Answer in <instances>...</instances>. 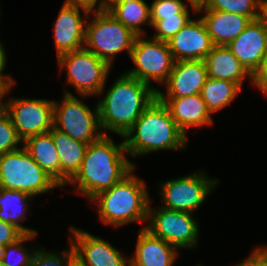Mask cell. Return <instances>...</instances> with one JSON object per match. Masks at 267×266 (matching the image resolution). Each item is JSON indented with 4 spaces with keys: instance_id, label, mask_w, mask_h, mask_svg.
I'll return each mask as SVG.
<instances>
[{
    "instance_id": "obj_1",
    "label": "cell",
    "mask_w": 267,
    "mask_h": 266,
    "mask_svg": "<svg viewBox=\"0 0 267 266\" xmlns=\"http://www.w3.org/2000/svg\"><path fill=\"white\" fill-rule=\"evenodd\" d=\"M124 152V142L115 145L104 134L97 141L88 144L79 171L68 183L78 184L77 190L92 201L96 195L110 189L134 168L123 155Z\"/></svg>"
},
{
    "instance_id": "obj_2",
    "label": "cell",
    "mask_w": 267,
    "mask_h": 266,
    "mask_svg": "<svg viewBox=\"0 0 267 266\" xmlns=\"http://www.w3.org/2000/svg\"><path fill=\"white\" fill-rule=\"evenodd\" d=\"M157 91L137 78L122 75L97 104L101 129L124 136L157 98Z\"/></svg>"
},
{
    "instance_id": "obj_3",
    "label": "cell",
    "mask_w": 267,
    "mask_h": 266,
    "mask_svg": "<svg viewBox=\"0 0 267 266\" xmlns=\"http://www.w3.org/2000/svg\"><path fill=\"white\" fill-rule=\"evenodd\" d=\"M123 137L126 138V152L133 156L160 149H182L187 142V136L158 98L141 113Z\"/></svg>"
},
{
    "instance_id": "obj_4",
    "label": "cell",
    "mask_w": 267,
    "mask_h": 266,
    "mask_svg": "<svg viewBox=\"0 0 267 266\" xmlns=\"http://www.w3.org/2000/svg\"><path fill=\"white\" fill-rule=\"evenodd\" d=\"M131 172L92 199V202H99L98 209L103 222L120 226L148 219L149 198L145 184Z\"/></svg>"
},
{
    "instance_id": "obj_5",
    "label": "cell",
    "mask_w": 267,
    "mask_h": 266,
    "mask_svg": "<svg viewBox=\"0 0 267 266\" xmlns=\"http://www.w3.org/2000/svg\"><path fill=\"white\" fill-rule=\"evenodd\" d=\"M58 186L24 147L0 155V188L19 190L33 197Z\"/></svg>"
},
{
    "instance_id": "obj_6",
    "label": "cell",
    "mask_w": 267,
    "mask_h": 266,
    "mask_svg": "<svg viewBox=\"0 0 267 266\" xmlns=\"http://www.w3.org/2000/svg\"><path fill=\"white\" fill-rule=\"evenodd\" d=\"M94 13L95 19L85 27L84 48L111 66L113 54L116 55L123 50L131 54L137 35L108 11Z\"/></svg>"
},
{
    "instance_id": "obj_7",
    "label": "cell",
    "mask_w": 267,
    "mask_h": 266,
    "mask_svg": "<svg viewBox=\"0 0 267 266\" xmlns=\"http://www.w3.org/2000/svg\"><path fill=\"white\" fill-rule=\"evenodd\" d=\"M53 124L56 129L68 134L71 138L87 144L97 141L106 134L96 133L97 129L101 128L98 106L92 113L70 92H65L61 105L54 101Z\"/></svg>"
},
{
    "instance_id": "obj_8",
    "label": "cell",
    "mask_w": 267,
    "mask_h": 266,
    "mask_svg": "<svg viewBox=\"0 0 267 266\" xmlns=\"http://www.w3.org/2000/svg\"><path fill=\"white\" fill-rule=\"evenodd\" d=\"M60 68L67 67L68 83L82 96L99 94L104 89L110 65L85 48L58 56Z\"/></svg>"
},
{
    "instance_id": "obj_9",
    "label": "cell",
    "mask_w": 267,
    "mask_h": 266,
    "mask_svg": "<svg viewBox=\"0 0 267 266\" xmlns=\"http://www.w3.org/2000/svg\"><path fill=\"white\" fill-rule=\"evenodd\" d=\"M137 35L130 57L136 68L126 74L148 84L153 79L167 82L175 60L167 42L152 38L151 41Z\"/></svg>"
},
{
    "instance_id": "obj_10",
    "label": "cell",
    "mask_w": 267,
    "mask_h": 266,
    "mask_svg": "<svg viewBox=\"0 0 267 266\" xmlns=\"http://www.w3.org/2000/svg\"><path fill=\"white\" fill-rule=\"evenodd\" d=\"M148 219L151 223L144 227L153 236L158 237L179 248L196 247L198 223L191 213L162 207L152 212L148 207Z\"/></svg>"
},
{
    "instance_id": "obj_11",
    "label": "cell",
    "mask_w": 267,
    "mask_h": 266,
    "mask_svg": "<svg viewBox=\"0 0 267 266\" xmlns=\"http://www.w3.org/2000/svg\"><path fill=\"white\" fill-rule=\"evenodd\" d=\"M5 112L11 117L18 137L27 138L47 133L53 127L54 101L43 99H10Z\"/></svg>"
},
{
    "instance_id": "obj_12",
    "label": "cell",
    "mask_w": 267,
    "mask_h": 266,
    "mask_svg": "<svg viewBox=\"0 0 267 266\" xmlns=\"http://www.w3.org/2000/svg\"><path fill=\"white\" fill-rule=\"evenodd\" d=\"M218 181L210 180L203 173L184 176L165 182L160 192L164 199V208L189 212L197 209Z\"/></svg>"
},
{
    "instance_id": "obj_13",
    "label": "cell",
    "mask_w": 267,
    "mask_h": 266,
    "mask_svg": "<svg viewBox=\"0 0 267 266\" xmlns=\"http://www.w3.org/2000/svg\"><path fill=\"white\" fill-rule=\"evenodd\" d=\"M167 43L175 62L204 60L214 47L205 23L201 18L196 21L191 20Z\"/></svg>"
},
{
    "instance_id": "obj_14",
    "label": "cell",
    "mask_w": 267,
    "mask_h": 266,
    "mask_svg": "<svg viewBox=\"0 0 267 266\" xmlns=\"http://www.w3.org/2000/svg\"><path fill=\"white\" fill-rule=\"evenodd\" d=\"M227 47L251 73L259 67L267 50V26L262 17L251 20L244 31Z\"/></svg>"
},
{
    "instance_id": "obj_15",
    "label": "cell",
    "mask_w": 267,
    "mask_h": 266,
    "mask_svg": "<svg viewBox=\"0 0 267 266\" xmlns=\"http://www.w3.org/2000/svg\"><path fill=\"white\" fill-rule=\"evenodd\" d=\"M75 240H72L76 260L83 266H130L120 254L108 242L92 234L70 228Z\"/></svg>"
},
{
    "instance_id": "obj_16",
    "label": "cell",
    "mask_w": 267,
    "mask_h": 266,
    "mask_svg": "<svg viewBox=\"0 0 267 266\" xmlns=\"http://www.w3.org/2000/svg\"><path fill=\"white\" fill-rule=\"evenodd\" d=\"M207 78L204 60L176 61L166 82L167 97L180 98L201 94Z\"/></svg>"
},
{
    "instance_id": "obj_17",
    "label": "cell",
    "mask_w": 267,
    "mask_h": 266,
    "mask_svg": "<svg viewBox=\"0 0 267 266\" xmlns=\"http://www.w3.org/2000/svg\"><path fill=\"white\" fill-rule=\"evenodd\" d=\"M157 98L168 108L171 117L185 135L188 127H198L212 123L211 113L208 111L201 94L167 98L158 90Z\"/></svg>"
},
{
    "instance_id": "obj_18",
    "label": "cell",
    "mask_w": 267,
    "mask_h": 266,
    "mask_svg": "<svg viewBox=\"0 0 267 266\" xmlns=\"http://www.w3.org/2000/svg\"><path fill=\"white\" fill-rule=\"evenodd\" d=\"M84 20L79 13V7L63 4L56 23L54 36L57 56L83 49L85 43Z\"/></svg>"
},
{
    "instance_id": "obj_19",
    "label": "cell",
    "mask_w": 267,
    "mask_h": 266,
    "mask_svg": "<svg viewBox=\"0 0 267 266\" xmlns=\"http://www.w3.org/2000/svg\"><path fill=\"white\" fill-rule=\"evenodd\" d=\"M206 15L201 17L214 46H227L236 39L253 20L238 13H229L213 9H205Z\"/></svg>"
},
{
    "instance_id": "obj_20",
    "label": "cell",
    "mask_w": 267,
    "mask_h": 266,
    "mask_svg": "<svg viewBox=\"0 0 267 266\" xmlns=\"http://www.w3.org/2000/svg\"><path fill=\"white\" fill-rule=\"evenodd\" d=\"M175 248L142 228L138 235L134 258L129 260V265L172 266L177 256Z\"/></svg>"
},
{
    "instance_id": "obj_21",
    "label": "cell",
    "mask_w": 267,
    "mask_h": 266,
    "mask_svg": "<svg viewBox=\"0 0 267 266\" xmlns=\"http://www.w3.org/2000/svg\"><path fill=\"white\" fill-rule=\"evenodd\" d=\"M49 133L52 135L59 154L60 186H64L79 171L88 144L71 138L54 126Z\"/></svg>"
},
{
    "instance_id": "obj_22",
    "label": "cell",
    "mask_w": 267,
    "mask_h": 266,
    "mask_svg": "<svg viewBox=\"0 0 267 266\" xmlns=\"http://www.w3.org/2000/svg\"><path fill=\"white\" fill-rule=\"evenodd\" d=\"M204 62L209 78L232 81L240 88L246 75L252 78V74L227 46H214L206 55Z\"/></svg>"
},
{
    "instance_id": "obj_23",
    "label": "cell",
    "mask_w": 267,
    "mask_h": 266,
    "mask_svg": "<svg viewBox=\"0 0 267 266\" xmlns=\"http://www.w3.org/2000/svg\"><path fill=\"white\" fill-rule=\"evenodd\" d=\"M24 143L33 160L60 186V160L52 135L49 132L34 135Z\"/></svg>"
},
{
    "instance_id": "obj_24",
    "label": "cell",
    "mask_w": 267,
    "mask_h": 266,
    "mask_svg": "<svg viewBox=\"0 0 267 266\" xmlns=\"http://www.w3.org/2000/svg\"><path fill=\"white\" fill-rule=\"evenodd\" d=\"M31 197L19 190L0 188V220L13 224L23 234L37 235L35 230L26 228L18 223L25 217V206H27L25 200Z\"/></svg>"
},
{
    "instance_id": "obj_25",
    "label": "cell",
    "mask_w": 267,
    "mask_h": 266,
    "mask_svg": "<svg viewBox=\"0 0 267 266\" xmlns=\"http://www.w3.org/2000/svg\"><path fill=\"white\" fill-rule=\"evenodd\" d=\"M108 12L136 35L144 33L140 28L141 24L149 21V25H151L150 6L143 0L120 1L110 8Z\"/></svg>"
},
{
    "instance_id": "obj_26",
    "label": "cell",
    "mask_w": 267,
    "mask_h": 266,
    "mask_svg": "<svg viewBox=\"0 0 267 266\" xmlns=\"http://www.w3.org/2000/svg\"><path fill=\"white\" fill-rule=\"evenodd\" d=\"M241 88L232 81L207 78L201 91V96L210 113L227 106Z\"/></svg>"
},
{
    "instance_id": "obj_27",
    "label": "cell",
    "mask_w": 267,
    "mask_h": 266,
    "mask_svg": "<svg viewBox=\"0 0 267 266\" xmlns=\"http://www.w3.org/2000/svg\"><path fill=\"white\" fill-rule=\"evenodd\" d=\"M262 2L263 0H203L198 3L197 12L203 8L213 9L257 19L261 17Z\"/></svg>"
},
{
    "instance_id": "obj_28",
    "label": "cell",
    "mask_w": 267,
    "mask_h": 266,
    "mask_svg": "<svg viewBox=\"0 0 267 266\" xmlns=\"http://www.w3.org/2000/svg\"><path fill=\"white\" fill-rule=\"evenodd\" d=\"M190 21L189 14H177L176 16L165 17L162 20H151V25L158 32L153 38L168 42Z\"/></svg>"
},
{
    "instance_id": "obj_29",
    "label": "cell",
    "mask_w": 267,
    "mask_h": 266,
    "mask_svg": "<svg viewBox=\"0 0 267 266\" xmlns=\"http://www.w3.org/2000/svg\"><path fill=\"white\" fill-rule=\"evenodd\" d=\"M35 236L36 235L23 234L14 243L7 245L5 247V250H4V256H3L2 264L6 265V266H30L34 253L30 254L27 250L23 249L22 243L24 241H27V240L34 238ZM15 252H17V253L19 252L20 255H18L19 257L16 256V257H18L17 258L18 260L12 261L11 255Z\"/></svg>"
},
{
    "instance_id": "obj_30",
    "label": "cell",
    "mask_w": 267,
    "mask_h": 266,
    "mask_svg": "<svg viewBox=\"0 0 267 266\" xmlns=\"http://www.w3.org/2000/svg\"><path fill=\"white\" fill-rule=\"evenodd\" d=\"M21 141L11 117L4 112L0 117V155L18 150L16 145Z\"/></svg>"
},
{
    "instance_id": "obj_31",
    "label": "cell",
    "mask_w": 267,
    "mask_h": 266,
    "mask_svg": "<svg viewBox=\"0 0 267 266\" xmlns=\"http://www.w3.org/2000/svg\"><path fill=\"white\" fill-rule=\"evenodd\" d=\"M177 14H189L186 5L181 0H154L150 6L151 20H162Z\"/></svg>"
},
{
    "instance_id": "obj_32",
    "label": "cell",
    "mask_w": 267,
    "mask_h": 266,
    "mask_svg": "<svg viewBox=\"0 0 267 266\" xmlns=\"http://www.w3.org/2000/svg\"><path fill=\"white\" fill-rule=\"evenodd\" d=\"M69 252V253H68ZM65 252L64 255L56 256L52 253L43 251H34L32 262L30 266H70L71 263L76 259L74 248L70 242V251ZM68 253V254H67ZM62 258V259H61ZM66 261V262H64Z\"/></svg>"
},
{
    "instance_id": "obj_33",
    "label": "cell",
    "mask_w": 267,
    "mask_h": 266,
    "mask_svg": "<svg viewBox=\"0 0 267 266\" xmlns=\"http://www.w3.org/2000/svg\"><path fill=\"white\" fill-rule=\"evenodd\" d=\"M23 233L13 224L0 220V245L7 246L19 239Z\"/></svg>"
},
{
    "instance_id": "obj_34",
    "label": "cell",
    "mask_w": 267,
    "mask_h": 266,
    "mask_svg": "<svg viewBox=\"0 0 267 266\" xmlns=\"http://www.w3.org/2000/svg\"><path fill=\"white\" fill-rule=\"evenodd\" d=\"M252 82L267 94V50L259 67L252 74Z\"/></svg>"
},
{
    "instance_id": "obj_35",
    "label": "cell",
    "mask_w": 267,
    "mask_h": 266,
    "mask_svg": "<svg viewBox=\"0 0 267 266\" xmlns=\"http://www.w3.org/2000/svg\"><path fill=\"white\" fill-rule=\"evenodd\" d=\"M236 266H267V249L257 248L250 257Z\"/></svg>"
},
{
    "instance_id": "obj_36",
    "label": "cell",
    "mask_w": 267,
    "mask_h": 266,
    "mask_svg": "<svg viewBox=\"0 0 267 266\" xmlns=\"http://www.w3.org/2000/svg\"><path fill=\"white\" fill-rule=\"evenodd\" d=\"M98 0H66L64 4L75 6V7H81L84 11V14L88 16V14L93 11L97 12L98 9H96L95 5Z\"/></svg>"
},
{
    "instance_id": "obj_37",
    "label": "cell",
    "mask_w": 267,
    "mask_h": 266,
    "mask_svg": "<svg viewBox=\"0 0 267 266\" xmlns=\"http://www.w3.org/2000/svg\"><path fill=\"white\" fill-rule=\"evenodd\" d=\"M5 50L3 49L1 43H0V80H13L10 76H3L2 71L5 68L6 65V56H5Z\"/></svg>"
},
{
    "instance_id": "obj_38",
    "label": "cell",
    "mask_w": 267,
    "mask_h": 266,
    "mask_svg": "<svg viewBox=\"0 0 267 266\" xmlns=\"http://www.w3.org/2000/svg\"><path fill=\"white\" fill-rule=\"evenodd\" d=\"M14 84V80H0V103H2V97L7 93L11 86Z\"/></svg>"
},
{
    "instance_id": "obj_39",
    "label": "cell",
    "mask_w": 267,
    "mask_h": 266,
    "mask_svg": "<svg viewBox=\"0 0 267 266\" xmlns=\"http://www.w3.org/2000/svg\"><path fill=\"white\" fill-rule=\"evenodd\" d=\"M123 0H102L99 5L98 11H108L112 8L116 3Z\"/></svg>"
},
{
    "instance_id": "obj_40",
    "label": "cell",
    "mask_w": 267,
    "mask_h": 266,
    "mask_svg": "<svg viewBox=\"0 0 267 266\" xmlns=\"http://www.w3.org/2000/svg\"><path fill=\"white\" fill-rule=\"evenodd\" d=\"M261 17L264 19L267 26V0H263L262 2Z\"/></svg>"
},
{
    "instance_id": "obj_41",
    "label": "cell",
    "mask_w": 267,
    "mask_h": 266,
    "mask_svg": "<svg viewBox=\"0 0 267 266\" xmlns=\"http://www.w3.org/2000/svg\"><path fill=\"white\" fill-rule=\"evenodd\" d=\"M5 247L6 246L0 245V264L2 263L3 260Z\"/></svg>"
},
{
    "instance_id": "obj_42",
    "label": "cell",
    "mask_w": 267,
    "mask_h": 266,
    "mask_svg": "<svg viewBox=\"0 0 267 266\" xmlns=\"http://www.w3.org/2000/svg\"><path fill=\"white\" fill-rule=\"evenodd\" d=\"M187 1L191 3V6L193 7L194 11L197 12V6H198V3L193 2V1H191V0H187Z\"/></svg>"
},
{
    "instance_id": "obj_43",
    "label": "cell",
    "mask_w": 267,
    "mask_h": 266,
    "mask_svg": "<svg viewBox=\"0 0 267 266\" xmlns=\"http://www.w3.org/2000/svg\"><path fill=\"white\" fill-rule=\"evenodd\" d=\"M5 112V103H0V117Z\"/></svg>"
},
{
    "instance_id": "obj_44",
    "label": "cell",
    "mask_w": 267,
    "mask_h": 266,
    "mask_svg": "<svg viewBox=\"0 0 267 266\" xmlns=\"http://www.w3.org/2000/svg\"><path fill=\"white\" fill-rule=\"evenodd\" d=\"M70 266H83L78 260H74Z\"/></svg>"
},
{
    "instance_id": "obj_45",
    "label": "cell",
    "mask_w": 267,
    "mask_h": 266,
    "mask_svg": "<svg viewBox=\"0 0 267 266\" xmlns=\"http://www.w3.org/2000/svg\"><path fill=\"white\" fill-rule=\"evenodd\" d=\"M193 2H196V3H201L203 0H191Z\"/></svg>"
}]
</instances>
